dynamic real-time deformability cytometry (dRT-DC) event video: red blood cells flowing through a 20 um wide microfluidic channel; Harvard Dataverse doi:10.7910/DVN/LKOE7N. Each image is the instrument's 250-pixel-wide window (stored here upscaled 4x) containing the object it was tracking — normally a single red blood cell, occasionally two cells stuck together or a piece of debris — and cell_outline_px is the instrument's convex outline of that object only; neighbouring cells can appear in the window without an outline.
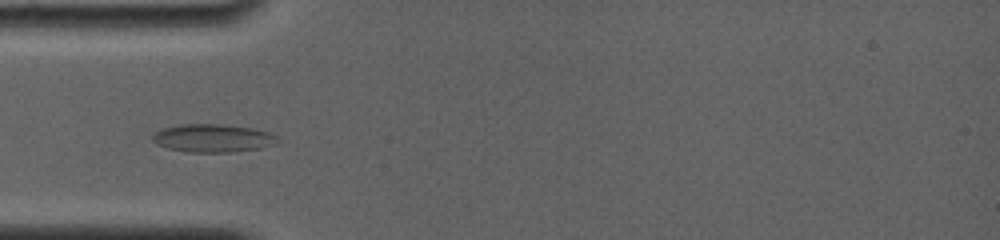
{"species": "common noctule bat (a hibernating species)", "species_latin": "Nyctalus noctula", "temperature_condition": "room temperature", "stored_images_in_passage": 8, "camera_frame_rate_fps": 4000, "um_per_image_px": 0.085, "animal": {"sex": "female", "body_mass_g": 19.0, "forearm_length_mm": 56.7}, "frame": {"image": 1, "passage_image": 7, "time_ms": 4.75, "image_size_px": [1000, 240], "cell_outline_px": [[280, 136], [276, 144], [260, 148], [232, 152], [188, 152], [168, 148], [156, 144], [152, 140], [152, 136], [156, 132], [164, 128], [180, 124], [224, 124], [252, 128], [268, 132]], "centroid_in_image_um": [18.12, 11.74], "position_along_channel_um": 66.9, "area_um2": 20.52}}